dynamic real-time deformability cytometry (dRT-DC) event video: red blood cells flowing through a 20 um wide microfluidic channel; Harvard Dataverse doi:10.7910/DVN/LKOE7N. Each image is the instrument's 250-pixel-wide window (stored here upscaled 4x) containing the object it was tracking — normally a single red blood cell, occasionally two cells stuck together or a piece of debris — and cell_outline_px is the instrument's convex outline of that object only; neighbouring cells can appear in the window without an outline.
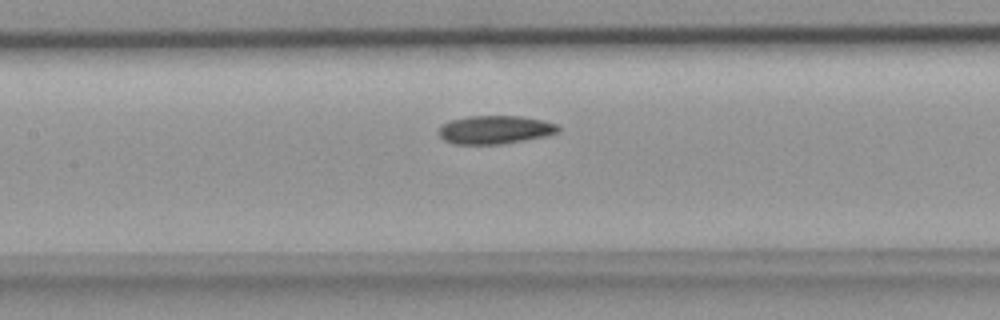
{"species": "common noctule bat (a hibernating species)", "species_latin": "Nyctalus noctula", "temperature_condition": "room temperature", "stored_images_in_passage": 8, "segment_of_instrument_passage": [1, 2], "camera_frame_rate_fps": 3000, "um_per_image_px": 0.085, "animal": {"sex": "female", "body_mass_g": 18.4}, "frame": {"image": 1, "passage_image": 7, "time_ms": 2.0, "image_size_px": [1000, 320], "cell_outline_px": [[560, 132], [544, 136], [504, 144], [452, 144], [444, 140], [440, 136], [440, 128], [448, 120], [468, 116], [520, 116], [540, 120], [556, 124], [560, 128]], "centroid_in_image_um": [42.06, 11.03], "position_along_channel_um": 165.3, "area_um2": 19.65}}